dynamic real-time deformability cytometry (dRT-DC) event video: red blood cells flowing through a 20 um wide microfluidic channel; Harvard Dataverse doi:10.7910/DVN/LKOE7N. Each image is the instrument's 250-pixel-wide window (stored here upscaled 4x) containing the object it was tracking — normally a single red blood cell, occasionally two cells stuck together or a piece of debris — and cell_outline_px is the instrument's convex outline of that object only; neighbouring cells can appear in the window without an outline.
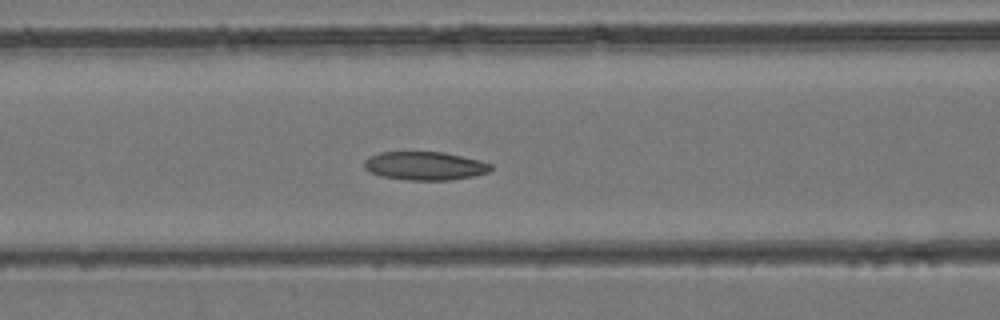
{"species": "common noctule bat (a hibernating species)", "species_latin": "Nyctalus noctula", "temperature_condition": "room temperature", "stored_images_in_passage": 45, "camera_frame_rate_fps": 3000, "um_per_image_px": 0.085, "animal": {"sex": "female", "body_mass_g": 24.6, "forearm_length_mm": 56.2}, "frame": {"image": 1, "passage_image": 19, "time_ms": 6.0, "image_size_px": [1000, 320], "cell_outline_px": [[492, 168], [488, 172], [472, 176], [448, 180], [408, 180], [380, 176], [364, 168], [364, 160], [368, 156], [380, 152], [444, 152], [480, 160], [492, 164]], "centroid_in_image_um": [36.1, 14.09], "position_along_channel_um": 130.5, "area_um2": 20.98}}
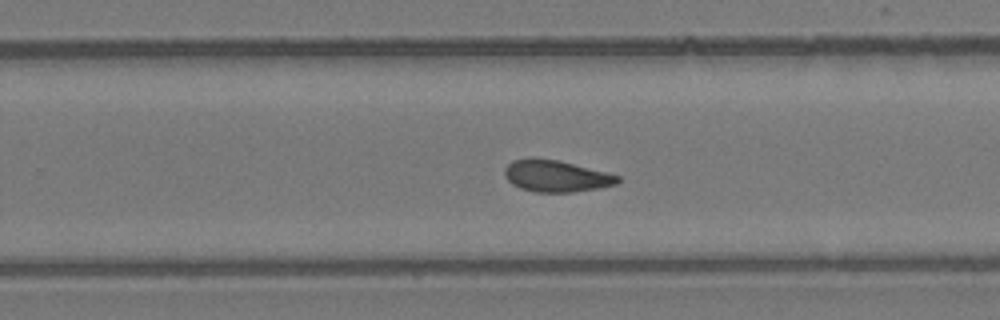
{"frame": {"image": 2, "passage_image": 29, "time_ms": 9.333, "image_size_px": [1000, 320], "cell_outline_px": [[620, 180], [616, 184], [596, 188], [572, 192], [536, 192], [520, 188], [512, 184], [504, 176], [504, 168], [512, 160], [560, 160], [620, 176]], "centroid_in_image_um": [47.26, 14.99], "position_along_channel_um": 282.5, "area_um2": 20.35}}
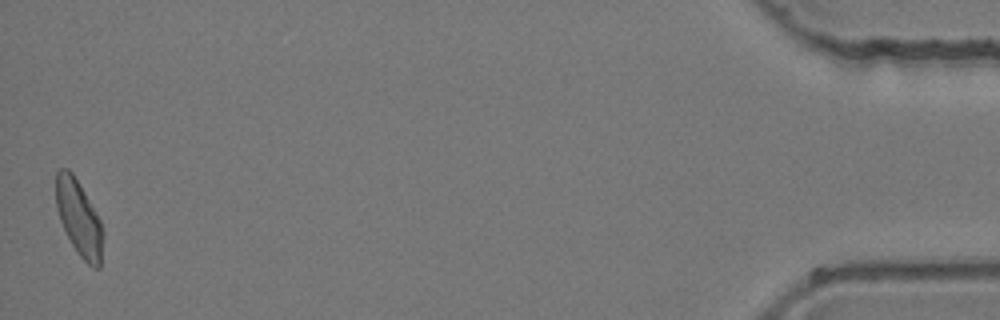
{"frame": {"image": 3, "passage_image": 45, "time_ms": 14.667, "image_size_px": [1000, 320], "cell_outline_px": [[104, 236], [100, 268], [92, 268], [80, 256], [72, 244], [60, 220], [56, 208], [56, 172], [60, 168], [68, 168], [72, 172], [84, 192], [100, 220]], "centroid_in_image_um": [6.72, 18.55], "position_along_channel_um": 428.5, "area_um2": 20.52}}